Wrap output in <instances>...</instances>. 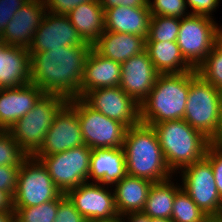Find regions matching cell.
Returning a JSON list of instances; mask_svg holds the SVG:
<instances>
[{
	"label": "cell",
	"mask_w": 222,
	"mask_h": 222,
	"mask_svg": "<svg viewBox=\"0 0 222 222\" xmlns=\"http://www.w3.org/2000/svg\"><path fill=\"white\" fill-rule=\"evenodd\" d=\"M92 46L60 47L45 52H30L31 83L45 94L71 100L80 98L85 59Z\"/></svg>",
	"instance_id": "6da1fadb"
},
{
	"label": "cell",
	"mask_w": 222,
	"mask_h": 222,
	"mask_svg": "<svg viewBox=\"0 0 222 222\" xmlns=\"http://www.w3.org/2000/svg\"><path fill=\"white\" fill-rule=\"evenodd\" d=\"M127 174L153 183L174 178L153 126L139 123L127 128L123 142Z\"/></svg>",
	"instance_id": "7a4b0ae2"
},
{
	"label": "cell",
	"mask_w": 222,
	"mask_h": 222,
	"mask_svg": "<svg viewBox=\"0 0 222 222\" xmlns=\"http://www.w3.org/2000/svg\"><path fill=\"white\" fill-rule=\"evenodd\" d=\"M163 156L173 174L205 157L210 139L191 127L184 119L169 120L152 125Z\"/></svg>",
	"instance_id": "3957f363"
},
{
	"label": "cell",
	"mask_w": 222,
	"mask_h": 222,
	"mask_svg": "<svg viewBox=\"0 0 222 222\" xmlns=\"http://www.w3.org/2000/svg\"><path fill=\"white\" fill-rule=\"evenodd\" d=\"M189 91V71L159 74L154 87L140 104V122L152 126L183 119Z\"/></svg>",
	"instance_id": "277c9868"
},
{
	"label": "cell",
	"mask_w": 222,
	"mask_h": 222,
	"mask_svg": "<svg viewBox=\"0 0 222 222\" xmlns=\"http://www.w3.org/2000/svg\"><path fill=\"white\" fill-rule=\"evenodd\" d=\"M67 102L68 100L60 95L44 94L35 106L8 130L28 156H33L40 149L55 116Z\"/></svg>",
	"instance_id": "5b68a950"
},
{
	"label": "cell",
	"mask_w": 222,
	"mask_h": 222,
	"mask_svg": "<svg viewBox=\"0 0 222 222\" xmlns=\"http://www.w3.org/2000/svg\"><path fill=\"white\" fill-rule=\"evenodd\" d=\"M221 104L222 91L206 82L197 70L189 71V91L183 119L211 139L216 133Z\"/></svg>",
	"instance_id": "8992f818"
},
{
	"label": "cell",
	"mask_w": 222,
	"mask_h": 222,
	"mask_svg": "<svg viewBox=\"0 0 222 222\" xmlns=\"http://www.w3.org/2000/svg\"><path fill=\"white\" fill-rule=\"evenodd\" d=\"M214 20V17L193 14L181 18L177 44L186 62L195 70L221 39V27Z\"/></svg>",
	"instance_id": "52a82bcc"
},
{
	"label": "cell",
	"mask_w": 222,
	"mask_h": 222,
	"mask_svg": "<svg viewBox=\"0 0 222 222\" xmlns=\"http://www.w3.org/2000/svg\"><path fill=\"white\" fill-rule=\"evenodd\" d=\"M62 192L55 186L47 168L34 156H27L20 166L13 207H31L55 200Z\"/></svg>",
	"instance_id": "ba28073f"
},
{
	"label": "cell",
	"mask_w": 222,
	"mask_h": 222,
	"mask_svg": "<svg viewBox=\"0 0 222 222\" xmlns=\"http://www.w3.org/2000/svg\"><path fill=\"white\" fill-rule=\"evenodd\" d=\"M92 149L81 145L62 153L34 156L44 164L55 186L62 192L88 182Z\"/></svg>",
	"instance_id": "9c48e42d"
},
{
	"label": "cell",
	"mask_w": 222,
	"mask_h": 222,
	"mask_svg": "<svg viewBox=\"0 0 222 222\" xmlns=\"http://www.w3.org/2000/svg\"><path fill=\"white\" fill-rule=\"evenodd\" d=\"M76 113L86 146L91 149L123 147L127 131L123 123L93 110L81 98H76Z\"/></svg>",
	"instance_id": "30bf717a"
},
{
	"label": "cell",
	"mask_w": 222,
	"mask_h": 222,
	"mask_svg": "<svg viewBox=\"0 0 222 222\" xmlns=\"http://www.w3.org/2000/svg\"><path fill=\"white\" fill-rule=\"evenodd\" d=\"M178 173L182 180V189L208 217L214 219L219 214L222 199L216 188L210 162L204 157Z\"/></svg>",
	"instance_id": "8fae6325"
},
{
	"label": "cell",
	"mask_w": 222,
	"mask_h": 222,
	"mask_svg": "<svg viewBox=\"0 0 222 222\" xmlns=\"http://www.w3.org/2000/svg\"><path fill=\"white\" fill-rule=\"evenodd\" d=\"M65 195L87 222L109 221L120 217L112 186L84 182L68 190Z\"/></svg>",
	"instance_id": "7c38bea8"
},
{
	"label": "cell",
	"mask_w": 222,
	"mask_h": 222,
	"mask_svg": "<svg viewBox=\"0 0 222 222\" xmlns=\"http://www.w3.org/2000/svg\"><path fill=\"white\" fill-rule=\"evenodd\" d=\"M81 99L93 110L127 128L140 123V104L119 86L91 90Z\"/></svg>",
	"instance_id": "4fadbf2b"
},
{
	"label": "cell",
	"mask_w": 222,
	"mask_h": 222,
	"mask_svg": "<svg viewBox=\"0 0 222 222\" xmlns=\"http://www.w3.org/2000/svg\"><path fill=\"white\" fill-rule=\"evenodd\" d=\"M84 145L78 115L76 98L59 110L48 130L40 149L33 156H49Z\"/></svg>",
	"instance_id": "5bb4252c"
},
{
	"label": "cell",
	"mask_w": 222,
	"mask_h": 222,
	"mask_svg": "<svg viewBox=\"0 0 222 222\" xmlns=\"http://www.w3.org/2000/svg\"><path fill=\"white\" fill-rule=\"evenodd\" d=\"M83 43V39L66 15L47 12L33 36L28 51L45 52L60 47L79 46Z\"/></svg>",
	"instance_id": "9a60e30c"
},
{
	"label": "cell",
	"mask_w": 222,
	"mask_h": 222,
	"mask_svg": "<svg viewBox=\"0 0 222 222\" xmlns=\"http://www.w3.org/2000/svg\"><path fill=\"white\" fill-rule=\"evenodd\" d=\"M159 73L146 50L121 63V87L141 104L154 87Z\"/></svg>",
	"instance_id": "2e32d148"
},
{
	"label": "cell",
	"mask_w": 222,
	"mask_h": 222,
	"mask_svg": "<svg viewBox=\"0 0 222 222\" xmlns=\"http://www.w3.org/2000/svg\"><path fill=\"white\" fill-rule=\"evenodd\" d=\"M47 13L44 0H30L12 17L2 33L3 42L27 48Z\"/></svg>",
	"instance_id": "e0dca14e"
},
{
	"label": "cell",
	"mask_w": 222,
	"mask_h": 222,
	"mask_svg": "<svg viewBox=\"0 0 222 222\" xmlns=\"http://www.w3.org/2000/svg\"><path fill=\"white\" fill-rule=\"evenodd\" d=\"M45 93L35 84L0 88V129L9 130Z\"/></svg>",
	"instance_id": "ac0fdd59"
},
{
	"label": "cell",
	"mask_w": 222,
	"mask_h": 222,
	"mask_svg": "<svg viewBox=\"0 0 222 222\" xmlns=\"http://www.w3.org/2000/svg\"><path fill=\"white\" fill-rule=\"evenodd\" d=\"M120 81L121 63L105 58L91 48L84 63L80 98L94 89L117 87Z\"/></svg>",
	"instance_id": "d6986e66"
},
{
	"label": "cell",
	"mask_w": 222,
	"mask_h": 222,
	"mask_svg": "<svg viewBox=\"0 0 222 222\" xmlns=\"http://www.w3.org/2000/svg\"><path fill=\"white\" fill-rule=\"evenodd\" d=\"M125 175L127 169L123 147L92 149L88 182L113 186Z\"/></svg>",
	"instance_id": "ffe728a7"
},
{
	"label": "cell",
	"mask_w": 222,
	"mask_h": 222,
	"mask_svg": "<svg viewBox=\"0 0 222 222\" xmlns=\"http://www.w3.org/2000/svg\"><path fill=\"white\" fill-rule=\"evenodd\" d=\"M30 52L27 48L0 46V88L19 87L31 83Z\"/></svg>",
	"instance_id": "44dd1931"
},
{
	"label": "cell",
	"mask_w": 222,
	"mask_h": 222,
	"mask_svg": "<svg viewBox=\"0 0 222 222\" xmlns=\"http://www.w3.org/2000/svg\"><path fill=\"white\" fill-rule=\"evenodd\" d=\"M151 13L149 7L117 6L105 10L104 30L129 33L143 37L149 34Z\"/></svg>",
	"instance_id": "7402d4cb"
},
{
	"label": "cell",
	"mask_w": 222,
	"mask_h": 222,
	"mask_svg": "<svg viewBox=\"0 0 222 222\" xmlns=\"http://www.w3.org/2000/svg\"><path fill=\"white\" fill-rule=\"evenodd\" d=\"M92 48L105 58L123 63L145 50V39L134 34L104 30Z\"/></svg>",
	"instance_id": "603a6c76"
},
{
	"label": "cell",
	"mask_w": 222,
	"mask_h": 222,
	"mask_svg": "<svg viewBox=\"0 0 222 222\" xmlns=\"http://www.w3.org/2000/svg\"><path fill=\"white\" fill-rule=\"evenodd\" d=\"M152 184L147 179L128 174L115 183L112 188L119 216L142 212Z\"/></svg>",
	"instance_id": "cb8c5ba5"
},
{
	"label": "cell",
	"mask_w": 222,
	"mask_h": 222,
	"mask_svg": "<svg viewBox=\"0 0 222 222\" xmlns=\"http://www.w3.org/2000/svg\"><path fill=\"white\" fill-rule=\"evenodd\" d=\"M66 16L83 41L91 46L104 33L105 10L98 0L80 4Z\"/></svg>",
	"instance_id": "d4e9b609"
},
{
	"label": "cell",
	"mask_w": 222,
	"mask_h": 222,
	"mask_svg": "<svg viewBox=\"0 0 222 222\" xmlns=\"http://www.w3.org/2000/svg\"><path fill=\"white\" fill-rule=\"evenodd\" d=\"M145 50L159 74L194 70L184 59L177 42H145Z\"/></svg>",
	"instance_id": "484cf974"
},
{
	"label": "cell",
	"mask_w": 222,
	"mask_h": 222,
	"mask_svg": "<svg viewBox=\"0 0 222 222\" xmlns=\"http://www.w3.org/2000/svg\"><path fill=\"white\" fill-rule=\"evenodd\" d=\"M172 179L152 184L142 211L148 217L171 219L176 193L182 188Z\"/></svg>",
	"instance_id": "4316f807"
},
{
	"label": "cell",
	"mask_w": 222,
	"mask_h": 222,
	"mask_svg": "<svg viewBox=\"0 0 222 222\" xmlns=\"http://www.w3.org/2000/svg\"><path fill=\"white\" fill-rule=\"evenodd\" d=\"M171 220L173 222H209L211 218L181 188L175 196Z\"/></svg>",
	"instance_id": "83f0119b"
},
{
	"label": "cell",
	"mask_w": 222,
	"mask_h": 222,
	"mask_svg": "<svg viewBox=\"0 0 222 222\" xmlns=\"http://www.w3.org/2000/svg\"><path fill=\"white\" fill-rule=\"evenodd\" d=\"M60 203V195L55 200L31 207H13L14 222H54Z\"/></svg>",
	"instance_id": "f1b7e54d"
},
{
	"label": "cell",
	"mask_w": 222,
	"mask_h": 222,
	"mask_svg": "<svg viewBox=\"0 0 222 222\" xmlns=\"http://www.w3.org/2000/svg\"><path fill=\"white\" fill-rule=\"evenodd\" d=\"M180 18L151 15L145 42H177Z\"/></svg>",
	"instance_id": "f546056e"
},
{
	"label": "cell",
	"mask_w": 222,
	"mask_h": 222,
	"mask_svg": "<svg viewBox=\"0 0 222 222\" xmlns=\"http://www.w3.org/2000/svg\"><path fill=\"white\" fill-rule=\"evenodd\" d=\"M196 70L206 82L222 91V39L213 46L204 62Z\"/></svg>",
	"instance_id": "4dcf8cb0"
},
{
	"label": "cell",
	"mask_w": 222,
	"mask_h": 222,
	"mask_svg": "<svg viewBox=\"0 0 222 222\" xmlns=\"http://www.w3.org/2000/svg\"><path fill=\"white\" fill-rule=\"evenodd\" d=\"M27 156L8 130L0 131V166L20 167Z\"/></svg>",
	"instance_id": "1f68e13d"
},
{
	"label": "cell",
	"mask_w": 222,
	"mask_h": 222,
	"mask_svg": "<svg viewBox=\"0 0 222 222\" xmlns=\"http://www.w3.org/2000/svg\"><path fill=\"white\" fill-rule=\"evenodd\" d=\"M151 15L182 18L190 14L186 0H148ZM152 1V2H151ZM187 11V12H186Z\"/></svg>",
	"instance_id": "d6a6232c"
},
{
	"label": "cell",
	"mask_w": 222,
	"mask_h": 222,
	"mask_svg": "<svg viewBox=\"0 0 222 222\" xmlns=\"http://www.w3.org/2000/svg\"><path fill=\"white\" fill-rule=\"evenodd\" d=\"M54 222H87V220L78 212L65 193H61Z\"/></svg>",
	"instance_id": "836d02e7"
},
{
	"label": "cell",
	"mask_w": 222,
	"mask_h": 222,
	"mask_svg": "<svg viewBox=\"0 0 222 222\" xmlns=\"http://www.w3.org/2000/svg\"><path fill=\"white\" fill-rule=\"evenodd\" d=\"M19 169L20 167L0 166V190L6 192L11 198L16 192Z\"/></svg>",
	"instance_id": "e575fe53"
},
{
	"label": "cell",
	"mask_w": 222,
	"mask_h": 222,
	"mask_svg": "<svg viewBox=\"0 0 222 222\" xmlns=\"http://www.w3.org/2000/svg\"><path fill=\"white\" fill-rule=\"evenodd\" d=\"M205 158L212 166L216 188L222 199V150L209 145Z\"/></svg>",
	"instance_id": "d590c367"
},
{
	"label": "cell",
	"mask_w": 222,
	"mask_h": 222,
	"mask_svg": "<svg viewBox=\"0 0 222 222\" xmlns=\"http://www.w3.org/2000/svg\"><path fill=\"white\" fill-rule=\"evenodd\" d=\"M30 0H0V32L3 33L14 14Z\"/></svg>",
	"instance_id": "8d00e7d4"
},
{
	"label": "cell",
	"mask_w": 222,
	"mask_h": 222,
	"mask_svg": "<svg viewBox=\"0 0 222 222\" xmlns=\"http://www.w3.org/2000/svg\"><path fill=\"white\" fill-rule=\"evenodd\" d=\"M95 0H44L47 12L56 15H67L78 5Z\"/></svg>",
	"instance_id": "74e56055"
},
{
	"label": "cell",
	"mask_w": 222,
	"mask_h": 222,
	"mask_svg": "<svg viewBox=\"0 0 222 222\" xmlns=\"http://www.w3.org/2000/svg\"><path fill=\"white\" fill-rule=\"evenodd\" d=\"M220 0H186V6L190 7V14L213 17Z\"/></svg>",
	"instance_id": "f35d334b"
},
{
	"label": "cell",
	"mask_w": 222,
	"mask_h": 222,
	"mask_svg": "<svg viewBox=\"0 0 222 222\" xmlns=\"http://www.w3.org/2000/svg\"><path fill=\"white\" fill-rule=\"evenodd\" d=\"M104 10L117 7H149L148 0H98Z\"/></svg>",
	"instance_id": "ab89813d"
},
{
	"label": "cell",
	"mask_w": 222,
	"mask_h": 222,
	"mask_svg": "<svg viewBox=\"0 0 222 222\" xmlns=\"http://www.w3.org/2000/svg\"><path fill=\"white\" fill-rule=\"evenodd\" d=\"M210 145L222 150V104L220 107L219 122L216 133L210 139Z\"/></svg>",
	"instance_id": "60d3db41"
},
{
	"label": "cell",
	"mask_w": 222,
	"mask_h": 222,
	"mask_svg": "<svg viewBox=\"0 0 222 222\" xmlns=\"http://www.w3.org/2000/svg\"><path fill=\"white\" fill-rule=\"evenodd\" d=\"M122 222H152V218L143 212H132L120 217Z\"/></svg>",
	"instance_id": "b9f144b4"
},
{
	"label": "cell",
	"mask_w": 222,
	"mask_h": 222,
	"mask_svg": "<svg viewBox=\"0 0 222 222\" xmlns=\"http://www.w3.org/2000/svg\"><path fill=\"white\" fill-rule=\"evenodd\" d=\"M0 212H14L12 198L0 190Z\"/></svg>",
	"instance_id": "7bdbcfd3"
},
{
	"label": "cell",
	"mask_w": 222,
	"mask_h": 222,
	"mask_svg": "<svg viewBox=\"0 0 222 222\" xmlns=\"http://www.w3.org/2000/svg\"><path fill=\"white\" fill-rule=\"evenodd\" d=\"M0 222H14V212H0Z\"/></svg>",
	"instance_id": "ee69618b"
},
{
	"label": "cell",
	"mask_w": 222,
	"mask_h": 222,
	"mask_svg": "<svg viewBox=\"0 0 222 222\" xmlns=\"http://www.w3.org/2000/svg\"><path fill=\"white\" fill-rule=\"evenodd\" d=\"M152 222H173L171 219L166 218H152Z\"/></svg>",
	"instance_id": "f6af8a7d"
},
{
	"label": "cell",
	"mask_w": 222,
	"mask_h": 222,
	"mask_svg": "<svg viewBox=\"0 0 222 222\" xmlns=\"http://www.w3.org/2000/svg\"><path fill=\"white\" fill-rule=\"evenodd\" d=\"M213 220H215L216 222H222V206L219 210V214Z\"/></svg>",
	"instance_id": "bcb514c9"
},
{
	"label": "cell",
	"mask_w": 222,
	"mask_h": 222,
	"mask_svg": "<svg viewBox=\"0 0 222 222\" xmlns=\"http://www.w3.org/2000/svg\"><path fill=\"white\" fill-rule=\"evenodd\" d=\"M90 222H122L121 218H117V219H113V220H109V221H90Z\"/></svg>",
	"instance_id": "7dc6e473"
},
{
	"label": "cell",
	"mask_w": 222,
	"mask_h": 222,
	"mask_svg": "<svg viewBox=\"0 0 222 222\" xmlns=\"http://www.w3.org/2000/svg\"><path fill=\"white\" fill-rule=\"evenodd\" d=\"M4 44L3 39H2V33L0 32V46Z\"/></svg>",
	"instance_id": "c3c4849f"
}]
</instances>
